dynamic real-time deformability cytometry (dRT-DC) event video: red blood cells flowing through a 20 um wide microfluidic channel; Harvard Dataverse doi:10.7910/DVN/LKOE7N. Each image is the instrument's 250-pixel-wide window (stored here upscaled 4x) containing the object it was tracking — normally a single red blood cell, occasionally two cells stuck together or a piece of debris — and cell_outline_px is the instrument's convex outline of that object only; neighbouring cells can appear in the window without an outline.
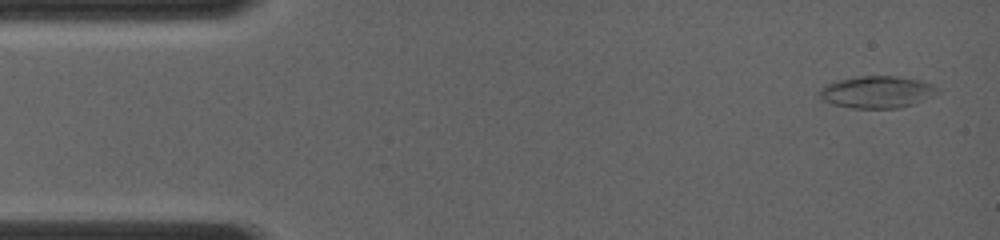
{"species": "common noctule bat (a hibernating species)", "species_latin": "Nyctalus noctula", "temperature_condition": "room temperature", "stored_images_in_passage": 5, "camera_frame_rate_fps": 4000, "um_per_image_px": 0.085, "animal": {"sex": "female", "body_mass_g": 19.0, "forearm_length_mm": 56.7}, "frame": {"image": 1, "passage_image": 1, "time_ms": 0.0, "image_size_px": [1000, 240], "cell_outline_px": [[940, 92], [932, 96], [912, 104], [896, 108], [852, 108], [832, 104], [824, 100], [816, 92], [824, 84], [836, 80], [856, 76], [896, 76], [920, 80], [932, 84], [940, 88]], "centroid_in_image_um": [74.51, 7.81], "position_along_channel_um": 10.5, "area_um2": 22.2}}
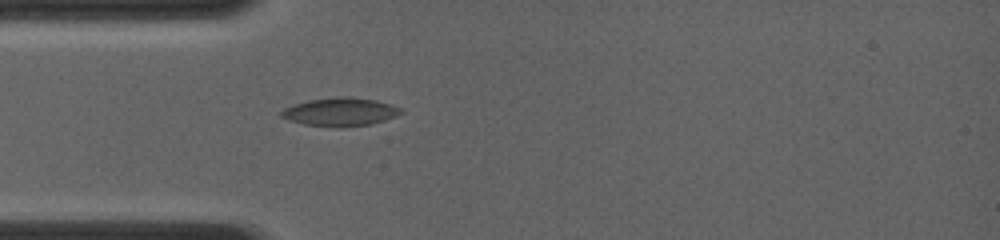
{"frame": {"image": 2, "passage_image": 5, "time_ms": 3.5, "image_size_px": [1000, 240], "cell_outline_px": [[404, 112], [396, 116], [384, 120], [368, 124], [340, 128], [336, 128], [304, 124], [288, 120], [280, 116], [280, 112], [284, 108], [292, 104], [308, 100], [336, 96], [348, 96], [376, 100], [400, 108]], "centroid_in_image_um": [28.87, 9.51], "position_along_channel_um": 56.1, "area_um2": 19.88}}